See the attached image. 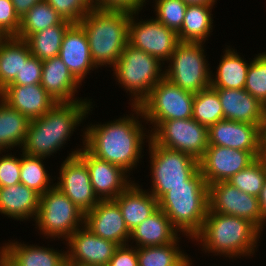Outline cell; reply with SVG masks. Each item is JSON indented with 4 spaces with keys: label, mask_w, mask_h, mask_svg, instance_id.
I'll use <instances>...</instances> for the list:
<instances>
[{
    "label": "cell",
    "mask_w": 266,
    "mask_h": 266,
    "mask_svg": "<svg viewBox=\"0 0 266 266\" xmlns=\"http://www.w3.org/2000/svg\"><path fill=\"white\" fill-rule=\"evenodd\" d=\"M260 156L261 151H243L222 146H208L203 157L199 160V169L208 185L228 181Z\"/></svg>",
    "instance_id": "cell-15"
},
{
    "label": "cell",
    "mask_w": 266,
    "mask_h": 266,
    "mask_svg": "<svg viewBox=\"0 0 266 266\" xmlns=\"http://www.w3.org/2000/svg\"><path fill=\"white\" fill-rule=\"evenodd\" d=\"M192 118L208 128L223 120L221 101L213 87L210 86L195 94Z\"/></svg>",
    "instance_id": "cell-36"
},
{
    "label": "cell",
    "mask_w": 266,
    "mask_h": 266,
    "mask_svg": "<svg viewBox=\"0 0 266 266\" xmlns=\"http://www.w3.org/2000/svg\"><path fill=\"white\" fill-rule=\"evenodd\" d=\"M33 221L40 234L47 239L59 240L61 237L66 241L78 228L85 225V213L54 186L40 195L38 212Z\"/></svg>",
    "instance_id": "cell-7"
},
{
    "label": "cell",
    "mask_w": 266,
    "mask_h": 266,
    "mask_svg": "<svg viewBox=\"0 0 266 266\" xmlns=\"http://www.w3.org/2000/svg\"><path fill=\"white\" fill-rule=\"evenodd\" d=\"M71 24L63 20L59 25L29 35L25 41L31 54L42 61L59 56L64 33Z\"/></svg>",
    "instance_id": "cell-33"
},
{
    "label": "cell",
    "mask_w": 266,
    "mask_h": 266,
    "mask_svg": "<svg viewBox=\"0 0 266 266\" xmlns=\"http://www.w3.org/2000/svg\"><path fill=\"white\" fill-rule=\"evenodd\" d=\"M82 142V150L77 156L88 168L96 196L100 200L115 199L134 181L128 179L130 176L121 167L91 154L84 147V137Z\"/></svg>",
    "instance_id": "cell-17"
},
{
    "label": "cell",
    "mask_w": 266,
    "mask_h": 266,
    "mask_svg": "<svg viewBox=\"0 0 266 266\" xmlns=\"http://www.w3.org/2000/svg\"><path fill=\"white\" fill-rule=\"evenodd\" d=\"M151 139L159 146L189 154L198 161L209 145L208 127L193 118L163 121Z\"/></svg>",
    "instance_id": "cell-11"
},
{
    "label": "cell",
    "mask_w": 266,
    "mask_h": 266,
    "mask_svg": "<svg viewBox=\"0 0 266 266\" xmlns=\"http://www.w3.org/2000/svg\"><path fill=\"white\" fill-rule=\"evenodd\" d=\"M60 266H72L71 263L66 259Z\"/></svg>",
    "instance_id": "cell-51"
},
{
    "label": "cell",
    "mask_w": 266,
    "mask_h": 266,
    "mask_svg": "<svg viewBox=\"0 0 266 266\" xmlns=\"http://www.w3.org/2000/svg\"><path fill=\"white\" fill-rule=\"evenodd\" d=\"M261 156L260 158L264 161L266 165V143H261Z\"/></svg>",
    "instance_id": "cell-50"
},
{
    "label": "cell",
    "mask_w": 266,
    "mask_h": 266,
    "mask_svg": "<svg viewBox=\"0 0 266 266\" xmlns=\"http://www.w3.org/2000/svg\"><path fill=\"white\" fill-rule=\"evenodd\" d=\"M92 104V101L56 103L43 116L30 121L21 152L41 158L54 156L88 117Z\"/></svg>",
    "instance_id": "cell-2"
},
{
    "label": "cell",
    "mask_w": 266,
    "mask_h": 266,
    "mask_svg": "<svg viewBox=\"0 0 266 266\" xmlns=\"http://www.w3.org/2000/svg\"><path fill=\"white\" fill-rule=\"evenodd\" d=\"M66 245L67 260L72 266H107L119 247L115 242L96 236L85 225L66 240Z\"/></svg>",
    "instance_id": "cell-16"
},
{
    "label": "cell",
    "mask_w": 266,
    "mask_h": 266,
    "mask_svg": "<svg viewBox=\"0 0 266 266\" xmlns=\"http://www.w3.org/2000/svg\"><path fill=\"white\" fill-rule=\"evenodd\" d=\"M194 96V93L172 84L165 77L159 81L139 105L145 119L143 122L153 126L148 133H152L163 121L192 118Z\"/></svg>",
    "instance_id": "cell-10"
},
{
    "label": "cell",
    "mask_w": 266,
    "mask_h": 266,
    "mask_svg": "<svg viewBox=\"0 0 266 266\" xmlns=\"http://www.w3.org/2000/svg\"><path fill=\"white\" fill-rule=\"evenodd\" d=\"M131 108V111L135 112L132 115L131 113L129 116L123 115L124 117L105 124L101 122L90 124L85 130H81L84 131V147L91 154L121 167L129 175L144 156L142 155L144 143L151 139V133L146 135L147 130L143 128L145 126L142 125V121H139L140 118L144 119L141 108L139 106Z\"/></svg>",
    "instance_id": "cell-1"
},
{
    "label": "cell",
    "mask_w": 266,
    "mask_h": 266,
    "mask_svg": "<svg viewBox=\"0 0 266 266\" xmlns=\"http://www.w3.org/2000/svg\"><path fill=\"white\" fill-rule=\"evenodd\" d=\"M20 18L15 13L11 0H0V32L8 36H17Z\"/></svg>",
    "instance_id": "cell-43"
},
{
    "label": "cell",
    "mask_w": 266,
    "mask_h": 266,
    "mask_svg": "<svg viewBox=\"0 0 266 266\" xmlns=\"http://www.w3.org/2000/svg\"><path fill=\"white\" fill-rule=\"evenodd\" d=\"M82 148L71 151L61 163L55 186L62 191L83 213L92 210L100 201L90 181L86 164L77 156ZM59 180V181H58Z\"/></svg>",
    "instance_id": "cell-13"
},
{
    "label": "cell",
    "mask_w": 266,
    "mask_h": 266,
    "mask_svg": "<svg viewBox=\"0 0 266 266\" xmlns=\"http://www.w3.org/2000/svg\"><path fill=\"white\" fill-rule=\"evenodd\" d=\"M32 56L25 40L16 36L5 37L0 43V91L20 74L23 62Z\"/></svg>",
    "instance_id": "cell-29"
},
{
    "label": "cell",
    "mask_w": 266,
    "mask_h": 266,
    "mask_svg": "<svg viewBox=\"0 0 266 266\" xmlns=\"http://www.w3.org/2000/svg\"><path fill=\"white\" fill-rule=\"evenodd\" d=\"M9 154H2V156H0V187H7L21 183V156L20 158H17L11 153Z\"/></svg>",
    "instance_id": "cell-41"
},
{
    "label": "cell",
    "mask_w": 266,
    "mask_h": 266,
    "mask_svg": "<svg viewBox=\"0 0 266 266\" xmlns=\"http://www.w3.org/2000/svg\"><path fill=\"white\" fill-rule=\"evenodd\" d=\"M215 4H193L186 8L181 30L177 33L179 42L205 43L213 32L212 9ZM212 15V16H211Z\"/></svg>",
    "instance_id": "cell-30"
},
{
    "label": "cell",
    "mask_w": 266,
    "mask_h": 266,
    "mask_svg": "<svg viewBox=\"0 0 266 266\" xmlns=\"http://www.w3.org/2000/svg\"><path fill=\"white\" fill-rule=\"evenodd\" d=\"M15 13L21 19L35 4L43 0H11Z\"/></svg>",
    "instance_id": "cell-46"
},
{
    "label": "cell",
    "mask_w": 266,
    "mask_h": 266,
    "mask_svg": "<svg viewBox=\"0 0 266 266\" xmlns=\"http://www.w3.org/2000/svg\"><path fill=\"white\" fill-rule=\"evenodd\" d=\"M229 47L223 51L216 74L211 73L210 86L214 89H244L250 62Z\"/></svg>",
    "instance_id": "cell-28"
},
{
    "label": "cell",
    "mask_w": 266,
    "mask_h": 266,
    "mask_svg": "<svg viewBox=\"0 0 266 266\" xmlns=\"http://www.w3.org/2000/svg\"><path fill=\"white\" fill-rule=\"evenodd\" d=\"M180 239L181 236L166 245L136 248L139 266H191L192 259L179 247Z\"/></svg>",
    "instance_id": "cell-32"
},
{
    "label": "cell",
    "mask_w": 266,
    "mask_h": 266,
    "mask_svg": "<svg viewBox=\"0 0 266 266\" xmlns=\"http://www.w3.org/2000/svg\"><path fill=\"white\" fill-rule=\"evenodd\" d=\"M107 266H139L136 247L131 244L119 246Z\"/></svg>",
    "instance_id": "cell-45"
},
{
    "label": "cell",
    "mask_w": 266,
    "mask_h": 266,
    "mask_svg": "<svg viewBox=\"0 0 266 266\" xmlns=\"http://www.w3.org/2000/svg\"><path fill=\"white\" fill-rule=\"evenodd\" d=\"M244 89L266 106V52L250 62Z\"/></svg>",
    "instance_id": "cell-38"
},
{
    "label": "cell",
    "mask_w": 266,
    "mask_h": 266,
    "mask_svg": "<svg viewBox=\"0 0 266 266\" xmlns=\"http://www.w3.org/2000/svg\"><path fill=\"white\" fill-rule=\"evenodd\" d=\"M59 57L80 84L90 70L97 69L87 35L79 23H72L64 33Z\"/></svg>",
    "instance_id": "cell-20"
},
{
    "label": "cell",
    "mask_w": 266,
    "mask_h": 266,
    "mask_svg": "<svg viewBox=\"0 0 266 266\" xmlns=\"http://www.w3.org/2000/svg\"><path fill=\"white\" fill-rule=\"evenodd\" d=\"M20 155V181L22 184L33 189L39 195L44 194L47 190L55 186L53 184V176L49 175L48 170L45 169L43 164L45 158L30 156L23 152Z\"/></svg>",
    "instance_id": "cell-35"
},
{
    "label": "cell",
    "mask_w": 266,
    "mask_h": 266,
    "mask_svg": "<svg viewBox=\"0 0 266 266\" xmlns=\"http://www.w3.org/2000/svg\"><path fill=\"white\" fill-rule=\"evenodd\" d=\"M12 241L0 247V263L3 266H60L67 259L66 251L62 249Z\"/></svg>",
    "instance_id": "cell-22"
},
{
    "label": "cell",
    "mask_w": 266,
    "mask_h": 266,
    "mask_svg": "<svg viewBox=\"0 0 266 266\" xmlns=\"http://www.w3.org/2000/svg\"><path fill=\"white\" fill-rule=\"evenodd\" d=\"M158 205L180 234L193 239L201 231L208 211V184L200 169L188 178V185L172 187Z\"/></svg>",
    "instance_id": "cell-4"
},
{
    "label": "cell",
    "mask_w": 266,
    "mask_h": 266,
    "mask_svg": "<svg viewBox=\"0 0 266 266\" xmlns=\"http://www.w3.org/2000/svg\"><path fill=\"white\" fill-rule=\"evenodd\" d=\"M131 13L92 8L79 24L84 29L97 68L114 66L128 44Z\"/></svg>",
    "instance_id": "cell-5"
},
{
    "label": "cell",
    "mask_w": 266,
    "mask_h": 266,
    "mask_svg": "<svg viewBox=\"0 0 266 266\" xmlns=\"http://www.w3.org/2000/svg\"><path fill=\"white\" fill-rule=\"evenodd\" d=\"M180 234L173 227L167 215L158 208L152 215L131 231L130 241L136 248L161 246L172 243Z\"/></svg>",
    "instance_id": "cell-27"
},
{
    "label": "cell",
    "mask_w": 266,
    "mask_h": 266,
    "mask_svg": "<svg viewBox=\"0 0 266 266\" xmlns=\"http://www.w3.org/2000/svg\"><path fill=\"white\" fill-rule=\"evenodd\" d=\"M62 21V17L43 0L35 4L20 19V27L16 37L25 40L29 35L59 25Z\"/></svg>",
    "instance_id": "cell-34"
},
{
    "label": "cell",
    "mask_w": 266,
    "mask_h": 266,
    "mask_svg": "<svg viewBox=\"0 0 266 266\" xmlns=\"http://www.w3.org/2000/svg\"><path fill=\"white\" fill-rule=\"evenodd\" d=\"M261 143H266V107L264 111L263 123L261 126Z\"/></svg>",
    "instance_id": "cell-49"
},
{
    "label": "cell",
    "mask_w": 266,
    "mask_h": 266,
    "mask_svg": "<svg viewBox=\"0 0 266 266\" xmlns=\"http://www.w3.org/2000/svg\"><path fill=\"white\" fill-rule=\"evenodd\" d=\"M221 101L223 119L262 126L265 107L245 89H215Z\"/></svg>",
    "instance_id": "cell-24"
},
{
    "label": "cell",
    "mask_w": 266,
    "mask_h": 266,
    "mask_svg": "<svg viewBox=\"0 0 266 266\" xmlns=\"http://www.w3.org/2000/svg\"><path fill=\"white\" fill-rule=\"evenodd\" d=\"M61 17L79 23L92 9L91 0H45Z\"/></svg>",
    "instance_id": "cell-40"
},
{
    "label": "cell",
    "mask_w": 266,
    "mask_h": 266,
    "mask_svg": "<svg viewBox=\"0 0 266 266\" xmlns=\"http://www.w3.org/2000/svg\"><path fill=\"white\" fill-rule=\"evenodd\" d=\"M5 37H6V36L3 35V34L0 32V43H1V41H2Z\"/></svg>",
    "instance_id": "cell-52"
},
{
    "label": "cell",
    "mask_w": 266,
    "mask_h": 266,
    "mask_svg": "<svg viewBox=\"0 0 266 266\" xmlns=\"http://www.w3.org/2000/svg\"><path fill=\"white\" fill-rule=\"evenodd\" d=\"M155 2V19L178 33L188 5L182 0H155Z\"/></svg>",
    "instance_id": "cell-39"
},
{
    "label": "cell",
    "mask_w": 266,
    "mask_h": 266,
    "mask_svg": "<svg viewBox=\"0 0 266 266\" xmlns=\"http://www.w3.org/2000/svg\"><path fill=\"white\" fill-rule=\"evenodd\" d=\"M138 14L139 12L131 13L128 24V43L158 58L162 63H167L179 43L177 33L152 17L138 22Z\"/></svg>",
    "instance_id": "cell-12"
},
{
    "label": "cell",
    "mask_w": 266,
    "mask_h": 266,
    "mask_svg": "<svg viewBox=\"0 0 266 266\" xmlns=\"http://www.w3.org/2000/svg\"><path fill=\"white\" fill-rule=\"evenodd\" d=\"M203 44L179 42L165 66V78L194 94L210 87L212 71Z\"/></svg>",
    "instance_id": "cell-9"
},
{
    "label": "cell",
    "mask_w": 266,
    "mask_h": 266,
    "mask_svg": "<svg viewBox=\"0 0 266 266\" xmlns=\"http://www.w3.org/2000/svg\"><path fill=\"white\" fill-rule=\"evenodd\" d=\"M114 200L130 232L159 208L158 200L135 181Z\"/></svg>",
    "instance_id": "cell-25"
},
{
    "label": "cell",
    "mask_w": 266,
    "mask_h": 266,
    "mask_svg": "<svg viewBox=\"0 0 266 266\" xmlns=\"http://www.w3.org/2000/svg\"><path fill=\"white\" fill-rule=\"evenodd\" d=\"M266 180V165L259 157L247 168L233 175L227 182L238 190L258 197Z\"/></svg>",
    "instance_id": "cell-37"
},
{
    "label": "cell",
    "mask_w": 266,
    "mask_h": 266,
    "mask_svg": "<svg viewBox=\"0 0 266 266\" xmlns=\"http://www.w3.org/2000/svg\"><path fill=\"white\" fill-rule=\"evenodd\" d=\"M147 0H92V8L98 10L124 11L137 13L143 9Z\"/></svg>",
    "instance_id": "cell-44"
},
{
    "label": "cell",
    "mask_w": 266,
    "mask_h": 266,
    "mask_svg": "<svg viewBox=\"0 0 266 266\" xmlns=\"http://www.w3.org/2000/svg\"><path fill=\"white\" fill-rule=\"evenodd\" d=\"M208 210L244 218L261 231L258 197L238 190L227 181L208 185Z\"/></svg>",
    "instance_id": "cell-14"
},
{
    "label": "cell",
    "mask_w": 266,
    "mask_h": 266,
    "mask_svg": "<svg viewBox=\"0 0 266 266\" xmlns=\"http://www.w3.org/2000/svg\"><path fill=\"white\" fill-rule=\"evenodd\" d=\"M260 212H261V232L263 227L266 226V180L264 182L263 188L261 189L260 195L258 196Z\"/></svg>",
    "instance_id": "cell-47"
},
{
    "label": "cell",
    "mask_w": 266,
    "mask_h": 266,
    "mask_svg": "<svg viewBox=\"0 0 266 266\" xmlns=\"http://www.w3.org/2000/svg\"><path fill=\"white\" fill-rule=\"evenodd\" d=\"M85 226L96 236L117 243L129 244L131 232L128 230L120 207L114 199L100 200L85 214Z\"/></svg>",
    "instance_id": "cell-18"
},
{
    "label": "cell",
    "mask_w": 266,
    "mask_h": 266,
    "mask_svg": "<svg viewBox=\"0 0 266 266\" xmlns=\"http://www.w3.org/2000/svg\"><path fill=\"white\" fill-rule=\"evenodd\" d=\"M0 99L30 121L40 118L56 104L40 83L8 85L0 91Z\"/></svg>",
    "instance_id": "cell-21"
},
{
    "label": "cell",
    "mask_w": 266,
    "mask_h": 266,
    "mask_svg": "<svg viewBox=\"0 0 266 266\" xmlns=\"http://www.w3.org/2000/svg\"><path fill=\"white\" fill-rule=\"evenodd\" d=\"M30 120L0 99V152L13 147L22 148ZM12 147V149H11Z\"/></svg>",
    "instance_id": "cell-31"
},
{
    "label": "cell",
    "mask_w": 266,
    "mask_h": 266,
    "mask_svg": "<svg viewBox=\"0 0 266 266\" xmlns=\"http://www.w3.org/2000/svg\"><path fill=\"white\" fill-rule=\"evenodd\" d=\"M151 191L157 200L178 185H188V178L199 168V161L189 154L157 145L149 140Z\"/></svg>",
    "instance_id": "cell-8"
},
{
    "label": "cell",
    "mask_w": 266,
    "mask_h": 266,
    "mask_svg": "<svg viewBox=\"0 0 266 266\" xmlns=\"http://www.w3.org/2000/svg\"><path fill=\"white\" fill-rule=\"evenodd\" d=\"M40 195L22 183L0 187V214L14 220L36 218Z\"/></svg>",
    "instance_id": "cell-26"
},
{
    "label": "cell",
    "mask_w": 266,
    "mask_h": 266,
    "mask_svg": "<svg viewBox=\"0 0 266 266\" xmlns=\"http://www.w3.org/2000/svg\"><path fill=\"white\" fill-rule=\"evenodd\" d=\"M209 145L243 151H261V126L220 120L208 128Z\"/></svg>",
    "instance_id": "cell-19"
},
{
    "label": "cell",
    "mask_w": 266,
    "mask_h": 266,
    "mask_svg": "<svg viewBox=\"0 0 266 266\" xmlns=\"http://www.w3.org/2000/svg\"><path fill=\"white\" fill-rule=\"evenodd\" d=\"M187 5H193V4H216V0H182Z\"/></svg>",
    "instance_id": "cell-48"
},
{
    "label": "cell",
    "mask_w": 266,
    "mask_h": 266,
    "mask_svg": "<svg viewBox=\"0 0 266 266\" xmlns=\"http://www.w3.org/2000/svg\"><path fill=\"white\" fill-rule=\"evenodd\" d=\"M162 64L158 58L129 43L126 45L112 71L118 84L131 94V106H139L152 88L165 77Z\"/></svg>",
    "instance_id": "cell-6"
},
{
    "label": "cell",
    "mask_w": 266,
    "mask_h": 266,
    "mask_svg": "<svg viewBox=\"0 0 266 266\" xmlns=\"http://www.w3.org/2000/svg\"><path fill=\"white\" fill-rule=\"evenodd\" d=\"M260 236L261 231L250 221L208 210L201 231L192 240L205 253L233 259L253 255Z\"/></svg>",
    "instance_id": "cell-3"
},
{
    "label": "cell",
    "mask_w": 266,
    "mask_h": 266,
    "mask_svg": "<svg viewBox=\"0 0 266 266\" xmlns=\"http://www.w3.org/2000/svg\"><path fill=\"white\" fill-rule=\"evenodd\" d=\"M42 68V60L32 55L26 62H23L20 74H17L15 80L9 85H32L41 83Z\"/></svg>",
    "instance_id": "cell-42"
},
{
    "label": "cell",
    "mask_w": 266,
    "mask_h": 266,
    "mask_svg": "<svg viewBox=\"0 0 266 266\" xmlns=\"http://www.w3.org/2000/svg\"><path fill=\"white\" fill-rule=\"evenodd\" d=\"M42 66L40 84L56 103L92 100L75 98V94L78 92L77 89L82 84L73 77L59 56L43 60Z\"/></svg>",
    "instance_id": "cell-23"
}]
</instances>
